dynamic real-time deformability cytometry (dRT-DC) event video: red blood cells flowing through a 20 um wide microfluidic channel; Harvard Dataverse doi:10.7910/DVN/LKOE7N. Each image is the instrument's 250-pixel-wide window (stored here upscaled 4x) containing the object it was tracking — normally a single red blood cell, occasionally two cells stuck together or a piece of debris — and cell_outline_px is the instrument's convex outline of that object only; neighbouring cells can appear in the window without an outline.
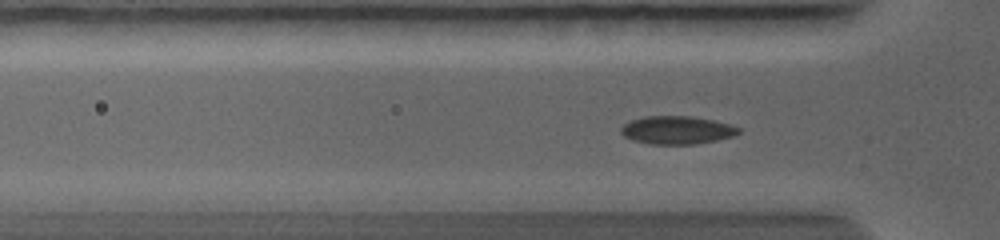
{"species": "common noctule bat (a hibernating species)", "species_latin": "Nyctalus noctula", "temperature_condition": "warm", "stored_images_in_passage": 28, "camera_frame_rate_fps": 5000, "um_per_image_px": 0.085, "animal": {"sex": "female", "body_mass_g": 19.0, "forearm_length_mm": 56.7}, "frame": {"image": 1, "passage_image": 11, "time_ms": 2.8, "image_size_px": [1000, 240], "cell_outline_px": [[740, 132], [732, 136], [716, 140], [696, 144], [652, 144], [632, 140], [624, 136], [620, 132], [620, 128], [624, 124], [632, 120], [644, 116], [692, 116], [712, 120], [728, 124], [740, 128]], "centroid_in_image_um": [57.51, 11.05], "position_along_channel_um": 68.3, "area_um2": 19.13}}
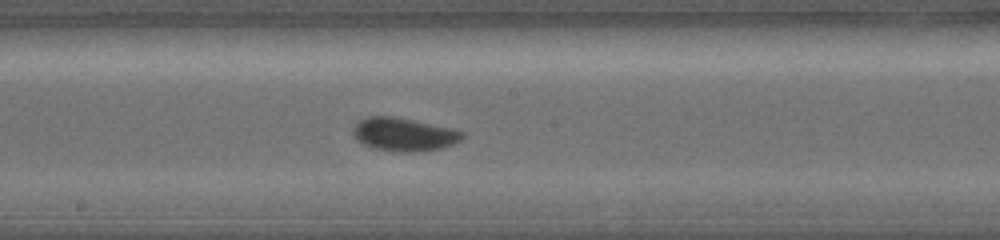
{"frame": {"image": 2, "passage_image": 19, "time_ms": 5.8, "image_size_px": [1000, 240], "cell_outline_px": [[464, 136], [460, 140], [452, 144], [440, 148], [412, 152], [400, 152], [372, 148], [356, 140], [352, 132], [352, 128], [360, 120], [368, 116], [392, 116], [452, 128], [464, 132]], "centroid_in_image_um": [34.3, 11.42], "position_along_channel_um": 213.9, "area_um2": 21.04}}
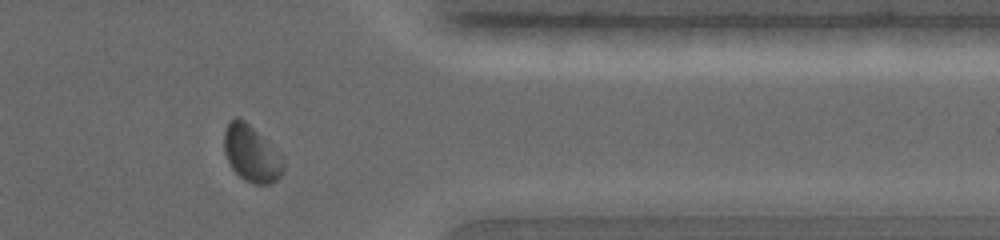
{"frame": {"image": 3, "passage_image": 26, "time_ms": 9.6, "image_size_px": [1000, 240], "cell_outline_px": [[284, 172], [272, 184], [252, 184], [244, 180], [232, 168], [224, 152], [224, 132], [228, 124], [236, 116], [244, 120], [280, 152], [284, 156]], "centroid_in_image_um": [21.41, 13.08], "position_along_channel_um": 390.0, "area_um2": 19.59}}